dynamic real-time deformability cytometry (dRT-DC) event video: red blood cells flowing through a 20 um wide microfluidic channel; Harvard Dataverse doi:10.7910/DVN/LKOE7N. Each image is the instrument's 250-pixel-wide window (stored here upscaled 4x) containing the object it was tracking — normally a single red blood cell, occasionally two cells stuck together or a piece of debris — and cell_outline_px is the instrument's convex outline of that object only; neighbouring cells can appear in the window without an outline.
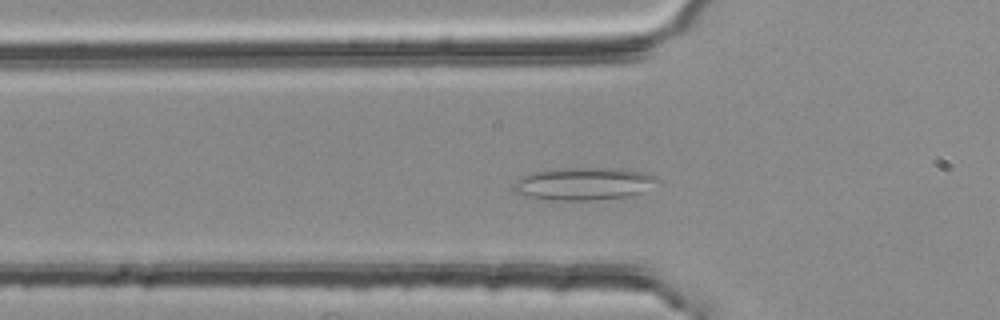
{"species": "common noctule bat (a hibernating species)", "species_latin": "Nyctalus noctula", "temperature_condition": "room temperature", "stored_images_in_passage": 42, "camera_frame_rate_fps": 3000, "um_per_image_px": 0.085, "animal": {"sex": "female", "body_mass_g": 25.1}, "frame": {"image": 1, "passage_image": 9, "time_ms": 2.667, "image_size_px": [1000, 320], "cell_outline_px": [[664, 184], [644, 192], [632, 196], [588, 200], [548, 200], [520, 196], [512, 188], [512, 184], [528, 172], [560, 168], [624, 168], [648, 172], [656, 176]], "centroid_in_image_um": [49.71, 15.61], "position_along_channel_um": 76.1, "area_um2": 28.38}}
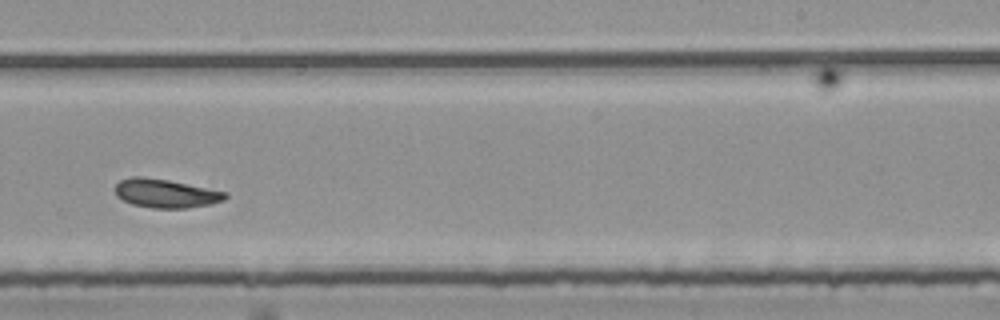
{"frame": {"image": 2, "passage_image": 25, "time_ms": 8.0, "image_size_px": [1000, 320], "cell_outline_px": [[228, 196], [224, 200], [212, 204], [184, 208], [152, 208], [132, 204], [116, 196], [116, 184], [120, 180], [132, 176], [140, 176], [168, 180], [228, 192]], "centroid_in_image_um": [14.1, 16.44], "position_along_channel_um": 274.9, "area_um2": 18.38}}
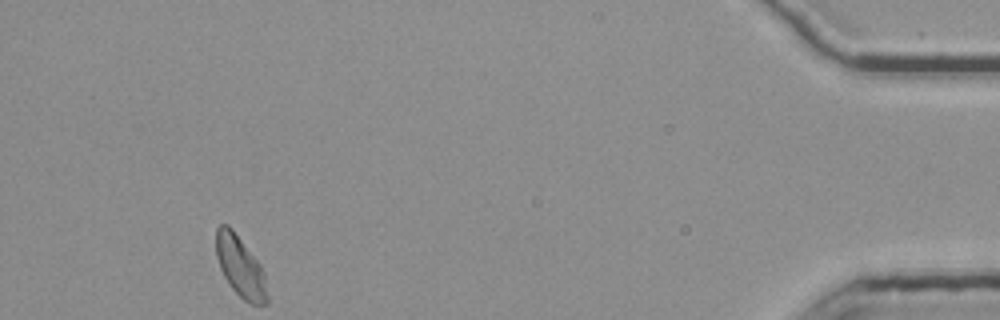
{"frame": {"image": 3, "passage_image": 42, "time_ms": 13.667, "image_size_px": [1000, 320], "cell_outline_px": [[268, 304], [252, 304], [244, 300], [228, 284], [220, 268], [216, 256], [216, 228], [220, 224], [228, 224], [232, 228], [260, 264], [264, 272], [268, 296]], "centroid_in_image_um": [20.43, 22.66], "position_along_channel_um": 414.8, "area_um2": 18.15}, "authors_computed_cell_mechanics": {"area_um2": 18.6116, "velocity_mm_per_s": 3.7136, "shape_relaxation_time_tau1_ms": null, "shape_relaxation_time_tau2_ms": 3.3083, "deformation_change_tau1": null, "deformation_change_tau2": 0.0841}}